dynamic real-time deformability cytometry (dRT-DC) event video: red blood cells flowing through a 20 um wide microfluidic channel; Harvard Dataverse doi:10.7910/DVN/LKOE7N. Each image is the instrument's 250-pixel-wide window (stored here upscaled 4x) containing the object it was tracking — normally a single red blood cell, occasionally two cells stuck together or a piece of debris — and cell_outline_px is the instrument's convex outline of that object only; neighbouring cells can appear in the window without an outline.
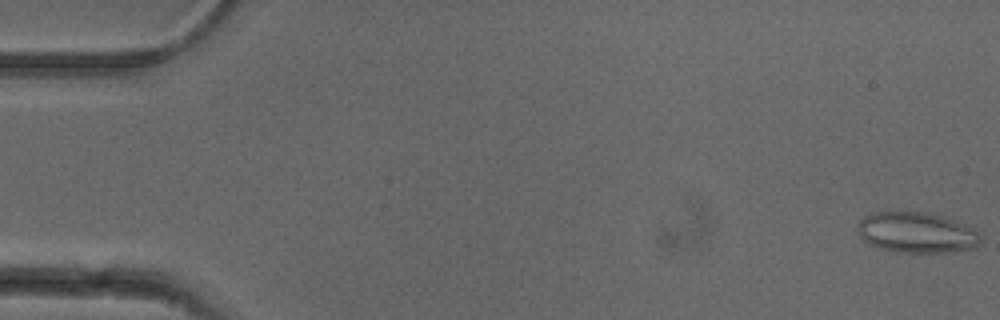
{"species": "common noctule bat (a hibernating species)", "species_latin": "Nyctalus noctula", "temperature_condition": "cold", "stored_images_in_passage": 52, "camera_frame_rate_fps": 3000, "um_per_image_px": 0.085, "animal": {"sex": "female"}, "frame": {"image": 1, "passage_image": 1, "time_ms": 0.0, "image_size_px": [1000, 320], "cell_outline_px": [[980, 240], [976, 248], [952, 252], [896, 252], [876, 248], [868, 244], [856, 232], [856, 224], [864, 216], [872, 212], [924, 212], [944, 216], [968, 224], [976, 232]], "centroid_in_image_um": [77.87, 19.77], "position_along_channel_um": 7.1, "area_um2": 29.54}}
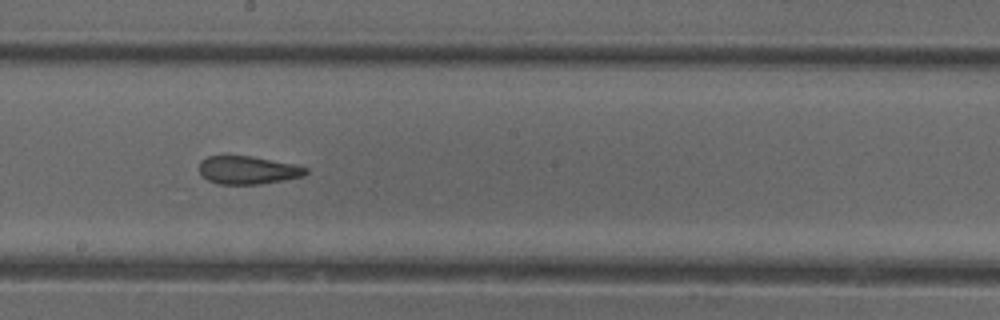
{"frame": {"image": 2, "passage_image": 29, "time_ms": 9.333, "image_size_px": [1000, 320], "cell_outline_px": [[308, 172], [304, 176], [284, 180], [260, 184], [216, 184], [208, 180], [200, 172], [200, 160], [208, 156], [252, 156], [296, 164], [308, 168]], "centroid_in_image_um": [21.1, 14.46], "position_along_channel_um": 227.1, "area_um2": 17.51}}
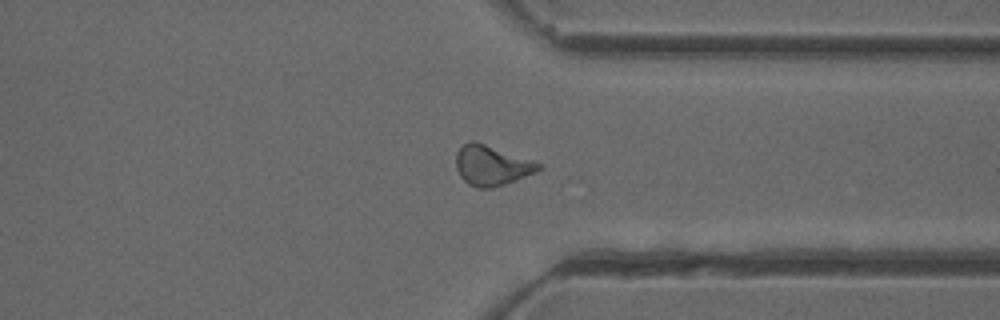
{"frame": {"image": 3, "passage_image": 40, "time_ms": 13.0, "image_size_px": [1000, 320], "cell_outline_px": [[544, 168], [536, 172], [516, 180], [492, 188], [476, 188], [468, 184], [460, 176], [456, 168], [456, 152], [464, 144], [472, 140], [476, 140], [532, 160], [540, 164]], "centroid_in_image_um": [41.78, 14.06], "position_along_channel_um": 369.6, "area_um2": 19.36}, "authors_computed_cell_mechanics": {"area_um2": 19.2185, "velocity_mm_per_s": 3.9318, "shape_relaxation_time_tau1_ms": null, "shape_relaxation_time_tau2_ms": 1.9752, "deformation_change_tau1": null, "deformation_change_tau2": 0.0895}}